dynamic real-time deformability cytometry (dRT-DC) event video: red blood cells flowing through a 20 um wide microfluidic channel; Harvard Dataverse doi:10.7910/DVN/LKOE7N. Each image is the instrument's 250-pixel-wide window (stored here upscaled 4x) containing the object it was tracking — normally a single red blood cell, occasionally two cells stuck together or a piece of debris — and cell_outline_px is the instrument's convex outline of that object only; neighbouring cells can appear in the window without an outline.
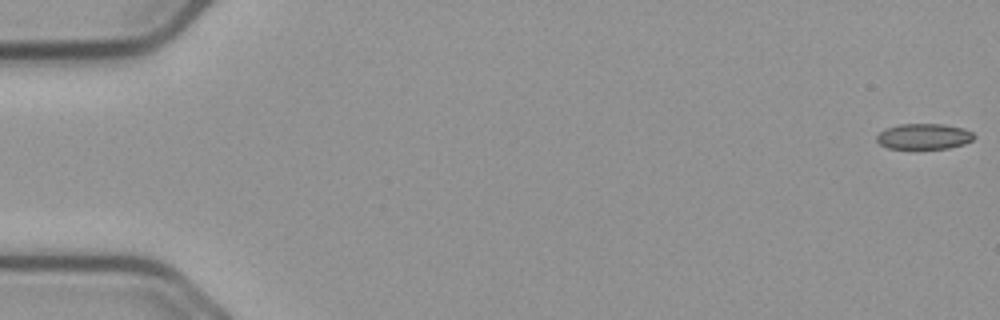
{"species": "common noctule bat (a hibernating species)", "species_latin": "Nyctalus noctula", "temperature_condition": "cold", "stored_images_in_passage": 56, "camera_frame_rate_fps": 3000, "um_per_image_px": 0.085, "animal": {"sex": "male", "body_mass_g": 23.1, "forearm_length_mm": 52.7}, "frame": {"image": 1, "passage_image": 1, "time_ms": 0.0, "image_size_px": [1000, 320], "cell_outline_px": [[976, 136], [972, 140], [964, 144], [948, 148], [888, 148], [880, 144], [876, 140], [876, 136], [884, 128], [900, 124], [944, 124], [964, 128], [972, 132]], "centroid_in_image_um": [78.53, 11.58], "position_along_channel_um": 6.5, "area_um2": 14.57}}
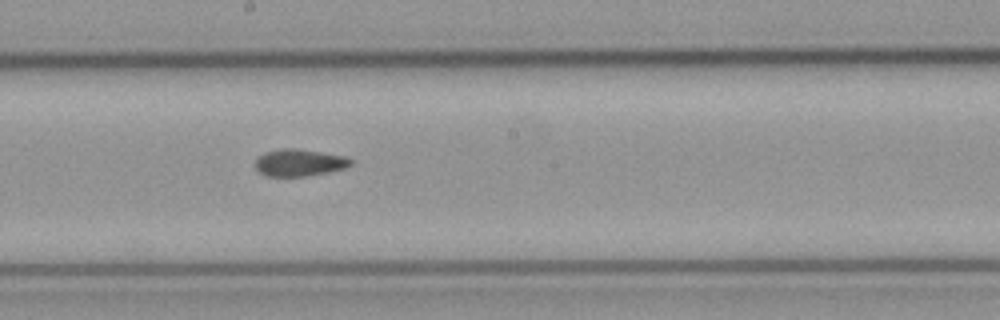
{"frame": {"image": 2, "passage_image": 31, "time_ms": 10.0, "image_size_px": [1000, 320], "cell_outline_px": [[352, 164], [344, 168], [328, 172], [304, 176], [268, 176], [260, 172], [256, 168], [256, 160], [264, 152], [284, 148], [296, 148], [344, 156], [352, 160]], "centroid_in_image_um": [25.44, 13.82], "position_along_channel_um": 222.8, "area_um2": 14.8}}
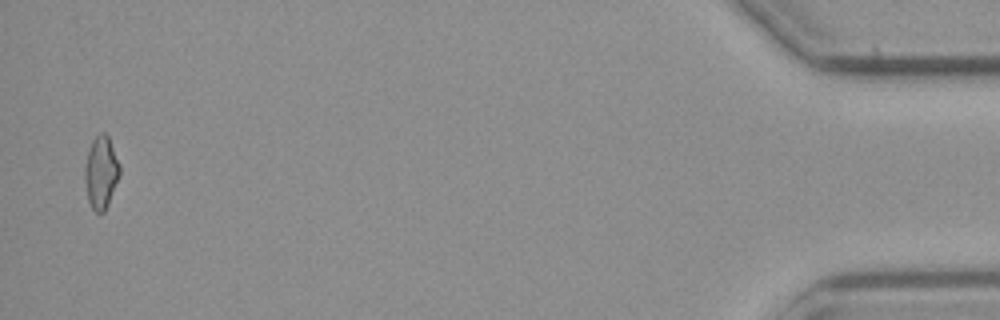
{"frame": {"image": 3, "passage_image": 55, "time_ms": 18.0, "image_size_px": [1000, 320], "cell_outline_px": [[120, 176], [108, 204], [104, 212], [96, 212], [92, 208], [88, 200], [84, 180], [84, 168], [88, 152], [92, 140], [100, 132], [104, 132], [108, 136], [120, 164]], "centroid_in_image_um": [8.59, 14.65], "position_along_channel_um": 426.6, "area_um2": 14.8}, "authors_computed_cell_mechanics": {"area_um2": 15.0569, "velocity_mm_per_s": 3.7165, "shape_relaxation_time_tau1_ms": null, "shape_relaxation_time_tau2_ms": 2.4587, "deformation_change_tau1": null, "deformation_change_tau2": 0.0821}}